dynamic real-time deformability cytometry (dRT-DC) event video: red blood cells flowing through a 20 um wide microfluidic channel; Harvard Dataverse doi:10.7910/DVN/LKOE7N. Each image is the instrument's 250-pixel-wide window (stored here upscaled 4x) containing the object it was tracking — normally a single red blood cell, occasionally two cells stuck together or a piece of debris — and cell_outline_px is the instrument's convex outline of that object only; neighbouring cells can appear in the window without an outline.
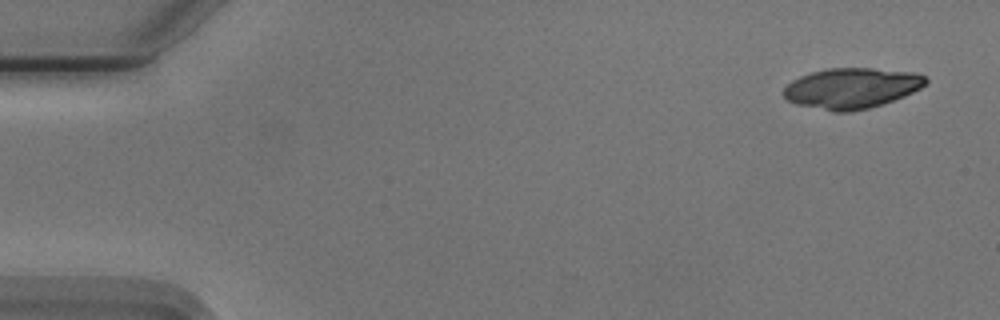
{"species": "Egyptian fruit bat (a non-hibernating species)", "species_latin": "Rousettus aegyptiacus", "temperature_condition": "cold", "stored_images_in_passage": 17, "camera_frame_rate_fps": 3000, "um_per_image_px": 0.085, "animal": {"sex": "male"}, "frame": {"image": 1, "passage_image": 1, "time_ms": 0.0, "image_size_px": [1000, 320], "cell_outline_px": [[928, 84], [904, 96], [868, 108], [848, 112], [832, 112], [796, 104], [784, 100], [780, 92], [792, 80], [800, 76], [812, 72], [828, 68], [872, 68], [916, 72], [928, 76]], "centroid_in_image_um": [72.37, 7.49], "position_along_channel_um": 12.6, "area_um2": 33.93}}